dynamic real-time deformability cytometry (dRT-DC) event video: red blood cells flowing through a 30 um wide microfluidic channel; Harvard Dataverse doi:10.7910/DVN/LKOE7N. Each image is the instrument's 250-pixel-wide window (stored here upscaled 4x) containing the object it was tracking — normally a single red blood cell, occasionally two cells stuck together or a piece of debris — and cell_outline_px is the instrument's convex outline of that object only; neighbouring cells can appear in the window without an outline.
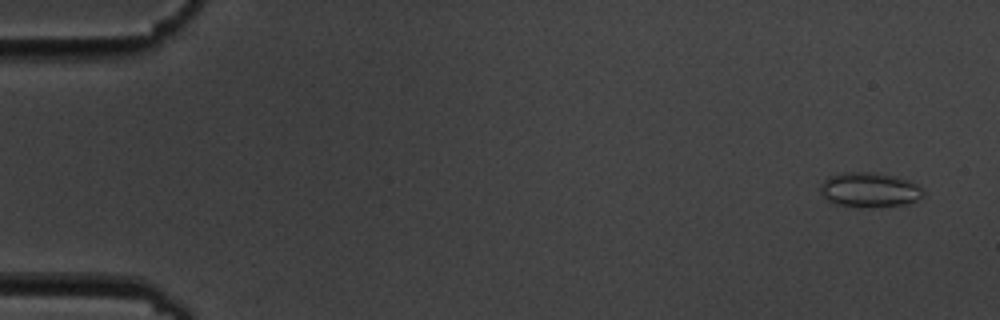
{"species": "common noctule bat (a hibernating species)", "species_latin": "Nyctalus noctula", "temperature_condition": "cold", "stored_images_in_passage": 5, "camera_frame_rate_fps": 3000, "um_per_image_px": 0.085, "animal": {"sex": "male", "body_mass_g": 19.5, "forearm_length_mm": 54.6}, "frame": {"image": 1, "passage_image": 1, "time_ms": 0.0, "image_size_px": [1000, 320], "cell_outline_px": [[924, 196], [908, 204], [872, 208], [836, 204], [828, 200], [820, 192], [820, 184], [828, 176], [844, 172], [872, 172], [896, 176], [912, 180], [924, 192]], "centroid_in_image_um": [73.93, 16.13], "position_along_channel_um": 11.1, "area_um2": 21.1}}
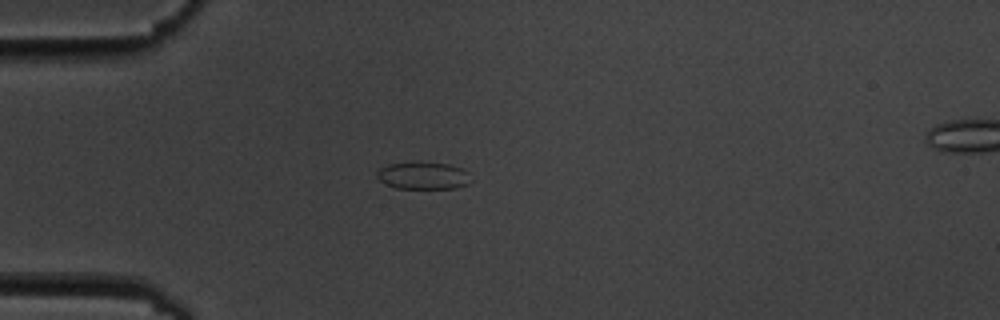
{"frame": {"image": 2, "passage_image": 4, "time_ms": 4.333, "image_size_px": [1000, 320], "cell_outline_px": [[468, 184], [456, 188], [396, 188], [380, 180], [376, 176], [376, 172], [380, 168], [388, 164], [416, 160], [448, 164], [464, 168], [468, 172]], "centroid_in_image_um": [35.95, 14.89], "position_along_channel_um": 49.0, "area_um2": 15.2}}